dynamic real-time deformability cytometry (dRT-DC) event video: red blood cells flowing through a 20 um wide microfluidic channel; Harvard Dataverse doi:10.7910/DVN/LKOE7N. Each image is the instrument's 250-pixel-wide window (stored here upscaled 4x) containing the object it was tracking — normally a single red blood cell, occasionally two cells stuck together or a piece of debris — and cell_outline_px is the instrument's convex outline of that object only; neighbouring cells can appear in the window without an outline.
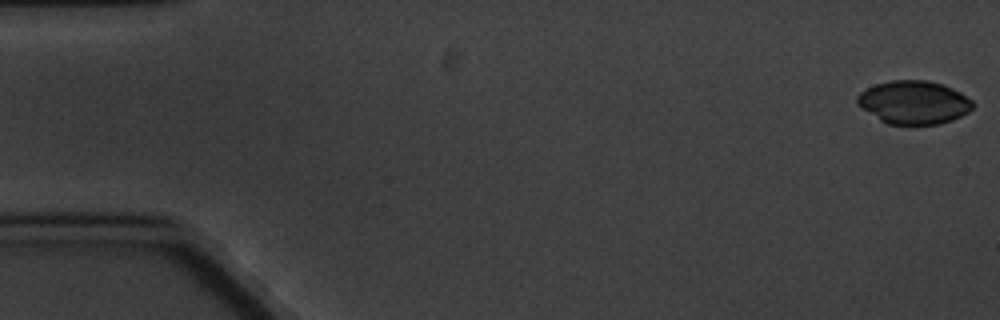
{"species": "common noctule bat (a hibernating species)", "species_latin": "Nyctalus noctula", "temperature_condition": "cold", "stored_images_in_passage": 6, "camera_frame_rate_fps": 3000, "um_per_image_px": 0.085, "animal": {"sex": "male", "body_mass_g": 20.1, "forearm_length_mm": 53.5}, "frame": {"image": 1, "passage_image": 1, "time_ms": 0.0, "image_size_px": [1000, 320], "cell_outline_px": [[976, 104], [968, 112], [952, 120], [940, 124], [888, 124], [880, 120], [860, 108], [856, 104], [856, 96], [860, 92], [876, 84], [892, 80], [928, 80], [944, 84], [960, 92], [972, 100]], "centroid_in_image_um": [77.67, 8.7], "position_along_channel_um": 7.3, "area_um2": 29.3}}